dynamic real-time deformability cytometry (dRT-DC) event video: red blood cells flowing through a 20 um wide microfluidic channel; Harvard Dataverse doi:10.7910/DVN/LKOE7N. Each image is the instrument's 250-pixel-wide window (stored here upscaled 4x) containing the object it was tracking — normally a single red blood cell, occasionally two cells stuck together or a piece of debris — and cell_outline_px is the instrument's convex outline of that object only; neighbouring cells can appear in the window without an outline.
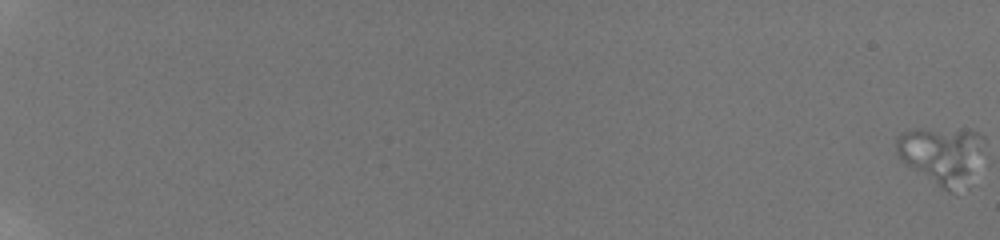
{"species": "human", "species_latin": "Homo sapiens", "temperature_condition": "room temperature", "stored_images_in_passage": 53, "camera_frame_rate_fps": 3000, "um_per_image_px": 0.085, "donor": {"sex": "male"}, "frame": {"image": 1, "passage_image": 1, "time_ms": 0.0, "image_size_px": [1000, 240], "cell_outline_px": [[984, 140], [960, 188], [952, 192], [948, 192], [900, 160], [896, 156], [896, 136], [904, 132], [916, 128], [972, 128], [984, 136]], "centroid_in_image_um": [79.92, 13.05], "position_along_channel_um": 5.1, "area_um2": 28.32}}
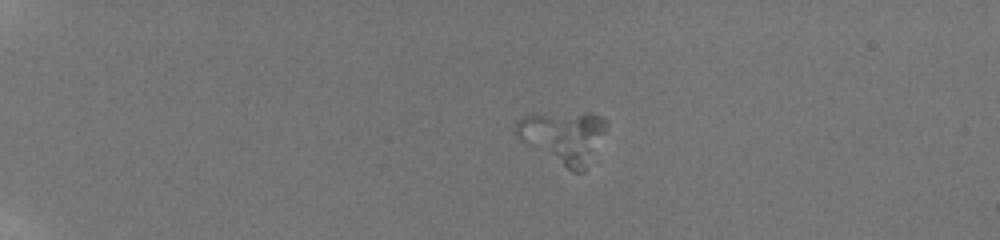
{"frame": {"image": 2, "passage_image": 35, "time_ms": 5.667, "image_size_px": [1000, 240], "cell_outline_px": [[608, 124], [584, 172], [572, 172], [524, 144], [516, 132], [516, 120], [520, 116], [588, 112], [592, 112], [600, 116]], "centroid_in_image_um": [47.88, 11.65], "position_along_channel_um": 37.1, "area_um2": 27.17}}
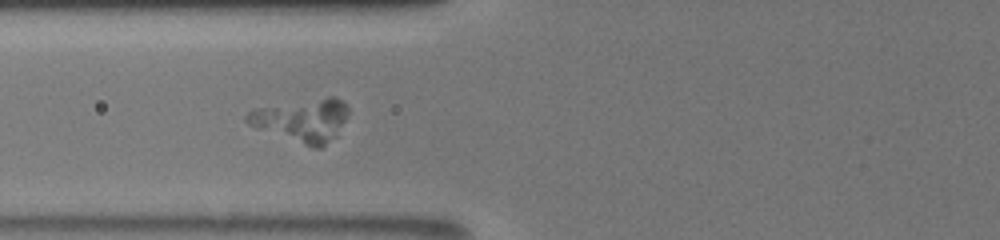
{"frame": {"image": 3, "passage_image": 52, "time_ms": 9.667, "image_size_px": [1000, 240], "cell_outline_px": [[348, 116], [336, 136], [320, 148], [312, 148], [256, 128], [248, 124], [244, 120], [244, 116], [252, 108], [328, 96], [336, 96], [348, 108]], "centroid_in_image_um": [25.65, 10.21], "position_along_channel_um": 100.2, "area_um2": 25.66}}